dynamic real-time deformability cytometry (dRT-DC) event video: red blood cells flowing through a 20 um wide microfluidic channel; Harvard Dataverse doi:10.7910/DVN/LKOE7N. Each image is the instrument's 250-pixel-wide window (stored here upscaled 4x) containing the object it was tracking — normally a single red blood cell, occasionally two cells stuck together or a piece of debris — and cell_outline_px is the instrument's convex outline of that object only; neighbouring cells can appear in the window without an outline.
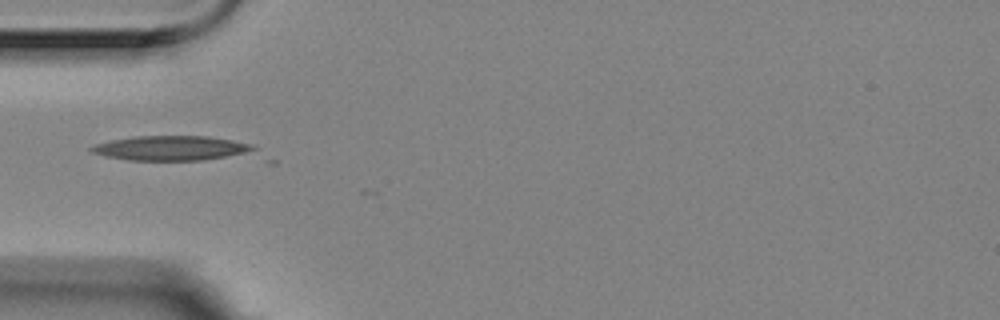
{"species": "Egyptian fruit bat (a non-hibernating species)", "species_latin": "Rousettus aegyptiacus", "temperature_condition": "room temperature", "stored_images_in_passage": 6, "camera_frame_rate_fps": 3000, "um_per_image_px": 0.085, "animal": {"sex": "female"}, "frame": {"image": 1, "passage_image": 1, "time_ms": 0.0, "image_size_px": [1000, 320], "cell_outline_px": [[256, 148], [244, 152], [204, 160], [128, 160], [104, 156], [92, 152], [88, 148], [92, 144], [112, 140], [136, 136], [208, 136], [256, 144]], "centroid_in_image_um": [14.46, 12.58], "position_along_channel_um": 70.5, "area_um2": 23.06}}
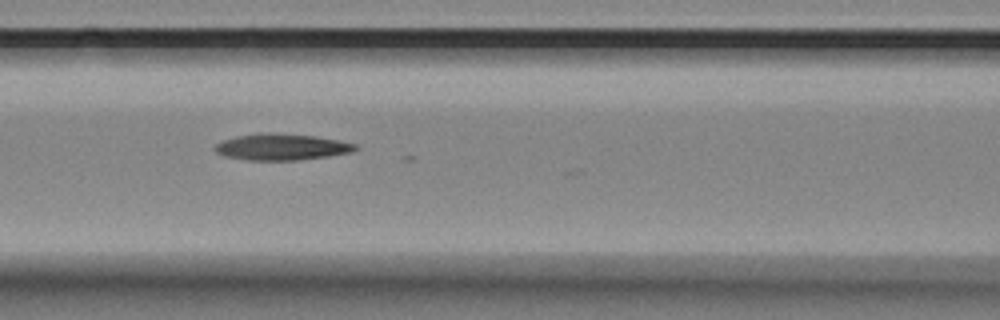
{"frame": {"image": 2, "passage_image": 3, "time_ms": 0.667, "image_size_px": [1000, 320], "cell_outline_px": [[360, 148], [352, 152], [328, 156], [296, 160], [248, 160], [224, 156], [216, 152], [212, 148], [216, 144], [224, 140], [236, 136], [260, 132], [268, 132], [316, 136], [356, 144]], "centroid_in_image_um": [23.91, 12.48], "position_along_channel_um": 142.7, "area_um2": 21.62}}
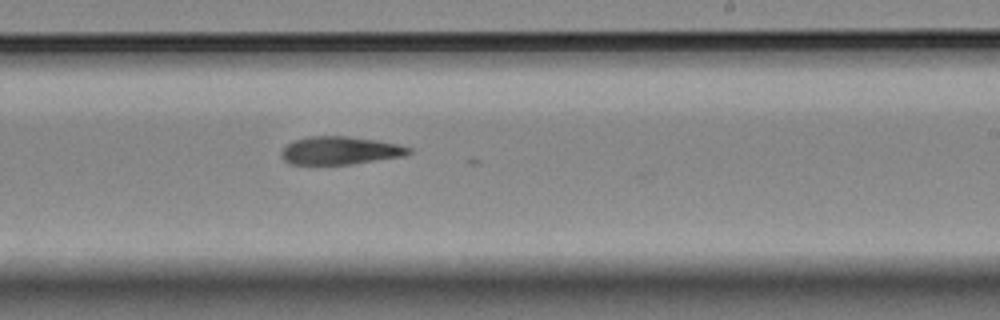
{"frame": {"image": 3, "passage_image": 6, "time_ms": 1.667, "image_size_px": [1000, 320], "cell_outline_px": [[412, 152], [404, 156], [352, 164], [288, 164], [280, 156], [280, 152], [292, 140], [308, 136], [348, 136], [376, 140], [400, 144], [412, 148]], "centroid_in_image_um": [28.91, 12.79], "position_along_channel_um": 260.1, "area_um2": 20.98}}